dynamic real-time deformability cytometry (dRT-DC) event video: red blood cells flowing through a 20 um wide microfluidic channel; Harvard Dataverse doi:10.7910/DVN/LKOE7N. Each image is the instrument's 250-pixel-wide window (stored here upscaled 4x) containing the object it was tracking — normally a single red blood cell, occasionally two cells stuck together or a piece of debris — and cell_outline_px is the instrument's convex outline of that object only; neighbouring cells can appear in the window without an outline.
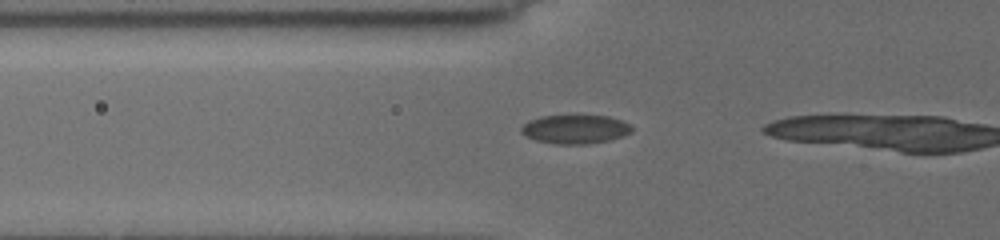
{"species": "common noctule bat (a hibernating species)", "species_latin": "Nyctalus noctula", "temperature_condition": "cold", "stored_images_in_passage": 5, "camera_frame_rate_fps": 3000, "um_per_image_px": 0.085, "animal": {"sex": "female", "body_mass_g": 19.5, "forearm_length_mm": 54.1}, "frame": {"image": 1, "passage_image": 2, "time_ms": 0.333, "image_size_px": [1000, 240], "cell_outline_px": [[632, 132], [608, 140], [588, 144], [556, 144], [536, 140], [520, 132], [520, 128], [528, 120], [540, 116], [608, 116], [632, 124]], "centroid_in_image_um": [48.88, 10.98], "position_along_channel_um": 76.9, "area_um2": 18.44}}